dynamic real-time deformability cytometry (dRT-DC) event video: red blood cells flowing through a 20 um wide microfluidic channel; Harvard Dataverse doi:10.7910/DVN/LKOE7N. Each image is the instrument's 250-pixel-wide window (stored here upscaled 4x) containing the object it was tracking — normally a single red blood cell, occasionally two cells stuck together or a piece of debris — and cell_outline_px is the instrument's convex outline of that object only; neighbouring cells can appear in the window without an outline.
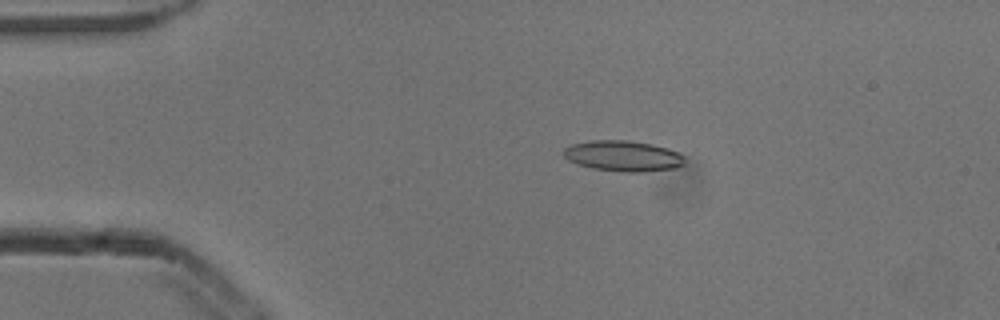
{"species": "common noctule bat (a hibernating species)", "species_latin": "Nyctalus noctula", "temperature_condition": "cold", "stored_images_in_passage": 3, "camera_frame_rate_fps": 3000, "um_per_image_px": 0.085, "animal": {"sex": "male", "body_mass_g": 13.3}, "frame": {"image": 1, "passage_image": 1, "time_ms": 0.0, "image_size_px": [1000, 320], "cell_outline_px": [[684, 164], [676, 168], [644, 172], [628, 172], [592, 168], [576, 164], [568, 160], [564, 156], [564, 148], [572, 144], [592, 140], [624, 140], [652, 144], [668, 148], [684, 156]], "centroid_in_image_um": [52.96, 13.26], "position_along_channel_um": 32.0, "area_um2": 21.62}}
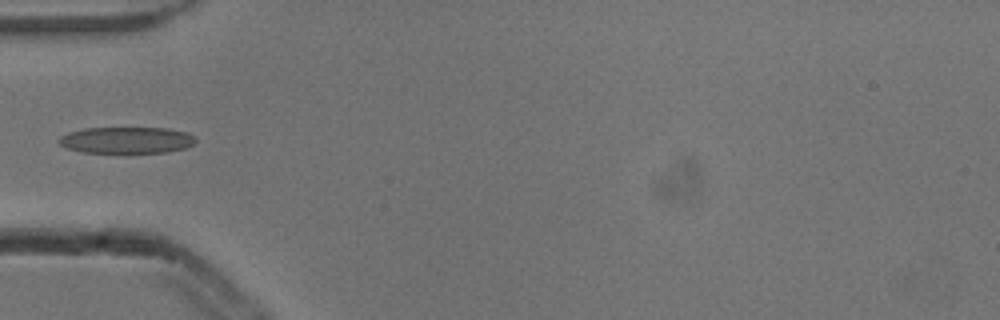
{"frame": {"image": 2, "passage_image": 3, "time_ms": 0.667, "image_size_px": [1000, 320], "cell_outline_px": [[196, 140], [188, 148], [168, 152], [80, 152], [68, 148], [60, 144], [56, 140], [60, 136], [68, 132], [84, 128], [168, 128], [184, 132], [192, 136]], "centroid_in_image_um": [10.73, 11.91], "position_along_channel_um": 74.3, "area_um2": 20.98}}